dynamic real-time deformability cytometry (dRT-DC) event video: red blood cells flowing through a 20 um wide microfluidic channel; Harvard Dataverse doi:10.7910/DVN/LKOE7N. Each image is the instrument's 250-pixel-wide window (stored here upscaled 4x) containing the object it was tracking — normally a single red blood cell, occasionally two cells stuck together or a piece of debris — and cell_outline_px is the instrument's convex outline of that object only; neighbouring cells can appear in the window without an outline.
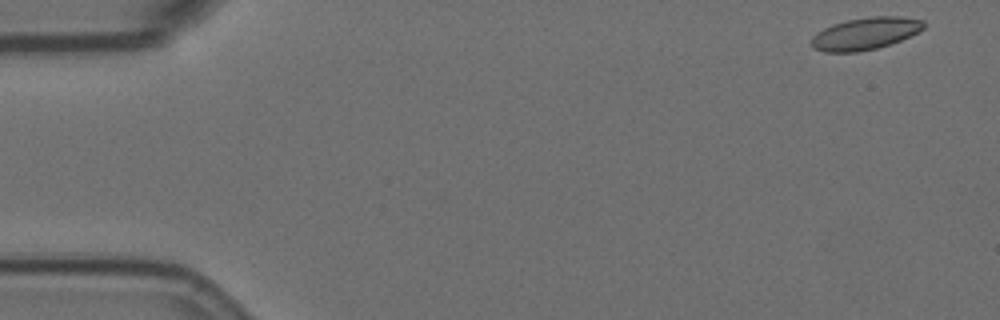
{"species": "Egyptian fruit bat (a non-hibernating species)", "species_latin": "Rousettus aegyptiacus", "temperature_condition": "room temperature", "stored_images_in_passage": 10, "camera_frame_rate_fps": 3000, "um_per_image_px": 0.085, "animal": {"sex": "female"}, "frame": {"image": 1, "passage_image": 1, "time_ms": 0.0, "image_size_px": [1000, 320], "cell_outline_px": [[924, 28], [900, 40], [876, 48], [856, 52], [824, 52], [812, 48], [812, 36], [816, 32], [832, 24], [848, 20], [872, 16], [900, 16], [924, 20]], "centroid_in_image_um": [73.51, 2.85], "position_along_channel_um": 11.5, "area_um2": 20.87}}